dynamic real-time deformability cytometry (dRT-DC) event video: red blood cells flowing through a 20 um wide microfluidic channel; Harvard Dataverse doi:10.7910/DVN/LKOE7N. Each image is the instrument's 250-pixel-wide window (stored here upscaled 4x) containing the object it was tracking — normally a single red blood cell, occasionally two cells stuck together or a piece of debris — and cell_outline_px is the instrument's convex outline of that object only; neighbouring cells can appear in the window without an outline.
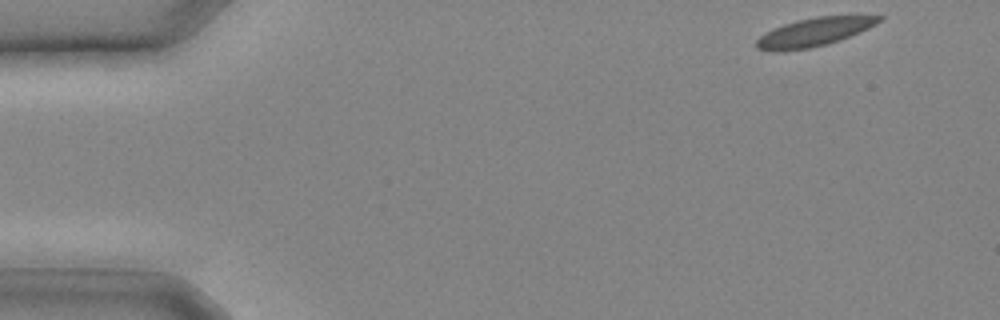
{"species": "common noctule bat (a hibernating species)", "species_latin": "Nyctalus noctula", "temperature_condition": "cold", "stored_images_in_passage": 12, "camera_frame_rate_fps": 3000, "um_per_image_px": 0.085, "animal": {"sex": "male", "body_mass_g": 20.4}, "frame": {"image": 1, "passage_image": 1, "time_ms": 0.0, "image_size_px": [1000, 320], "cell_outline_px": [[884, 16], [876, 24], [868, 28], [840, 40], [828, 44], [808, 48], [784, 52], [768, 52], [756, 48], [756, 40], [760, 36], [772, 28], [796, 20], [816, 16]], "centroid_in_image_um": [69.11, 2.75], "position_along_channel_um": 15.9, "area_um2": 20.35}}
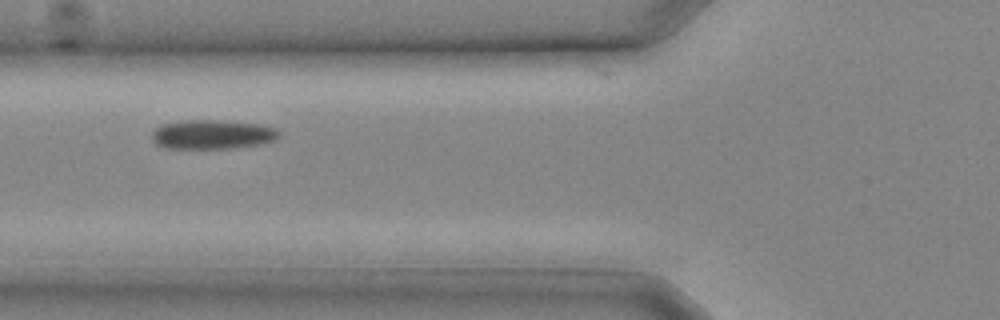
{"frame": {"image": 2, "passage_image": 9, "time_ms": 2.667, "image_size_px": [1000, 320], "cell_outline_px": [[280, 136], [276, 140], [260, 144], [232, 148], [164, 148], [156, 144], [152, 140], [152, 132], [156, 128], [164, 124], [184, 120], [212, 120], [256, 124], [276, 128], [280, 132]], "centroid_in_image_um": [18.05, 11.44], "position_along_channel_um": 107.8, "area_um2": 21.5}}
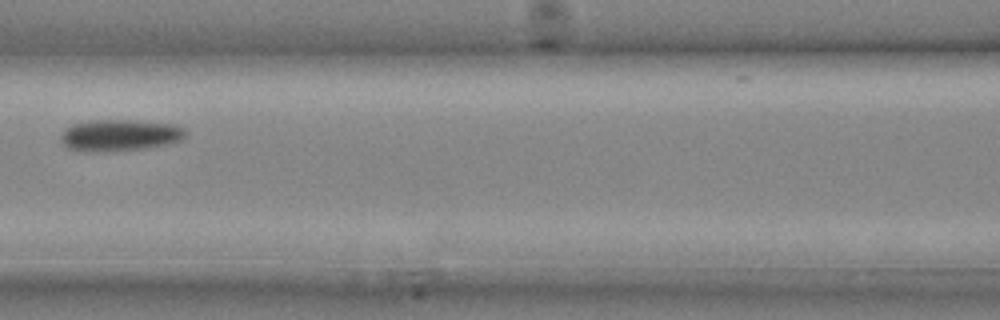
{"frame": {"image": 3, "passage_image": 11, "time_ms": 3.333, "image_size_px": [1000, 320], "cell_outline_px": [[184, 140], [168, 144], [144, 148], [104, 152], [80, 152], [64, 148], [60, 140], [60, 136], [64, 128], [72, 124], [96, 120], [136, 120], [176, 124], [184, 128]], "centroid_in_image_um": [10.12, 11.51], "position_along_channel_um": 156.5, "area_um2": 23.47}}